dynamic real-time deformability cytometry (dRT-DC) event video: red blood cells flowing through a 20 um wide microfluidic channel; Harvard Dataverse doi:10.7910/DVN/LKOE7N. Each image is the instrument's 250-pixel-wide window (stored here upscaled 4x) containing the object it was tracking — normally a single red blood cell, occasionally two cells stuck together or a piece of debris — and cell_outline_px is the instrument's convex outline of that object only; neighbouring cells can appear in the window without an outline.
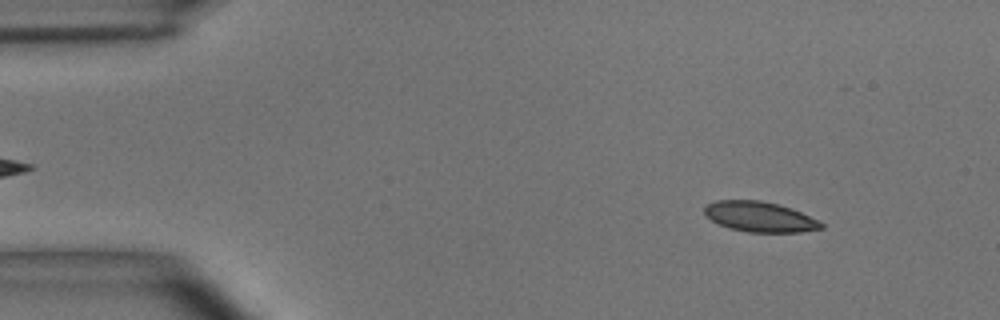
{"species": "common noctule bat (a hibernating species)", "species_latin": "Nyctalus noctula", "temperature_condition": "room temperature", "stored_images_in_passage": 48, "camera_frame_rate_fps": 3000, "um_per_image_px": 0.085, "animal": {"sex": "male", "body_mass_g": 15.6}, "frame": {"image": 1, "passage_image": 5, "time_ms": 1.333, "image_size_px": [1000, 320], "cell_outline_px": [[824, 228], [800, 232], [748, 232], [728, 228], [704, 216], [704, 204], [716, 200], [760, 200], [792, 208], [820, 220], [824, 224]], "centroid_in_image_um": [64.57, 18.42], "position_along_channel_um": 20.4, "area_um2": 20.81}}
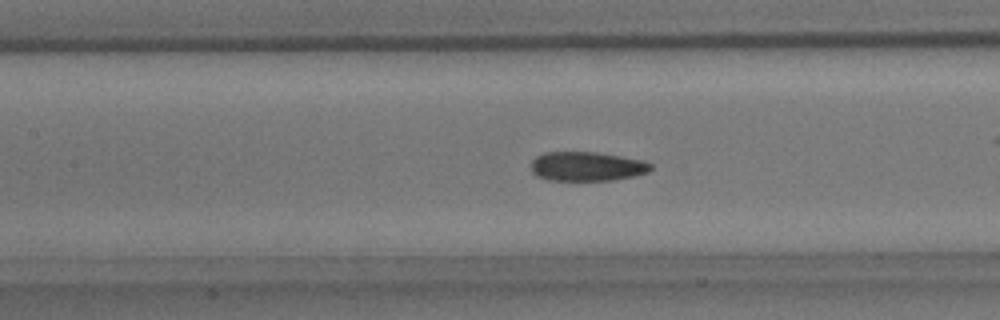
{"frame": {"image": 2, "passage_image": 21, "time_ms": 6.667, "image_size_px": [1000, 320], "cell_outline_px": [[652, 168], [648, 172], [632, 176], [612, 180], [548, 180], [536, 176], [532, 172], [532, 160], [536, 156], [544, 152], [596, 152], [644, 160], [652, 164]], "centroid_in_image_um": [49.87, 14.14], "position_along_channel_um": 157.5, "area_um2": 20.4}}
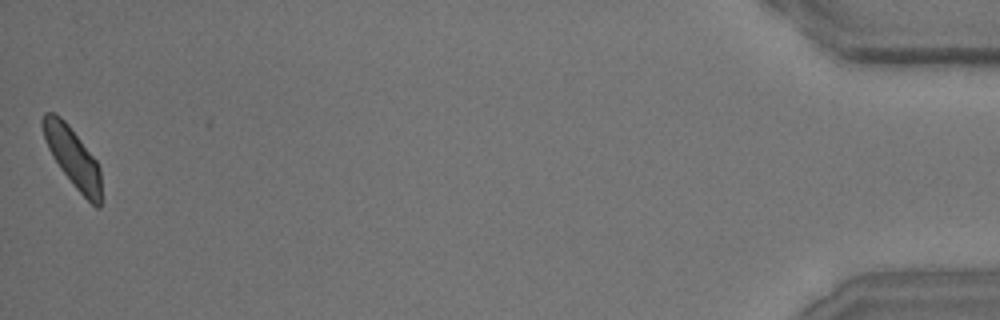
{"frame": {"image": 3, "passage_image": 48, "time_ms": 15.667, "image_size_px": [1000, 320], "cell_outline_px": [[100, 208], [96, 208], [76, 188], [60, 168], [48, 148], [40, 124], [40, 120], [44, 112], [52, 112], [60, 116], [68, 124], [96, 160], [100, 168]], "centroid_in_image_um": [6.15, 13.32], "position_along_channel_um": 429.0, "area_um2": 19.94}, "authors_computed_cell_mechanics": {"area_um2": 20.9814, "velocity_mm_per_s": 4.0569, "shape_relaxation_time_tau1_ms": 5.9726, "shape_relaxation_time_tau2_ms": 2.6622, "deformation_change_tau1": 0.1413, "deformation_change_tau2": 0.0835}}